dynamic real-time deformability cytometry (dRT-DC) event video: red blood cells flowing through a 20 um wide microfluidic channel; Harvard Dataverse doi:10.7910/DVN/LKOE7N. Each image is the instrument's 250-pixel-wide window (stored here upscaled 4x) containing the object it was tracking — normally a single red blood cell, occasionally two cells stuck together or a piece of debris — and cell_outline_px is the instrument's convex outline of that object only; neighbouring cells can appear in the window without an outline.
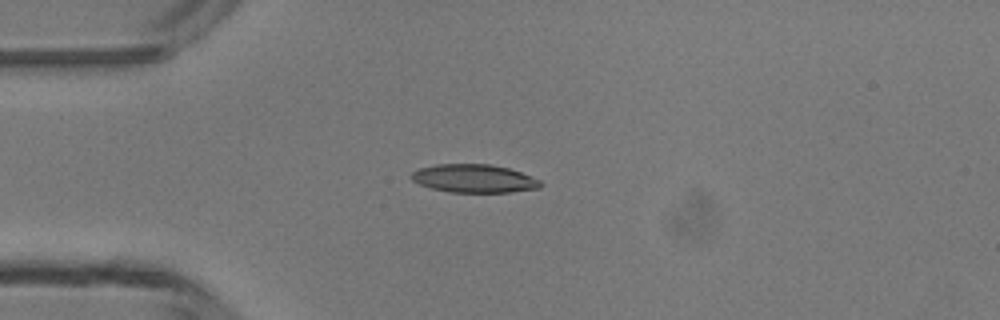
{"species": "common noctule bat (a hibernating species)", "species_latin": "Nyctalus noctula", "temperature_condition": "room temperature", "stored_images_in_passage": 5, "camera_frame_rate_fps": 3000, "um_per_image_px": 0.085, "animal": {"sex": "male", "body_mass_g": 13.3}, "frame": {"image": 1, "passage_image": 4, "time_ms": 3.667, "image_size_px": [1000, 320], "cell_outline_px": [[544, 184], [540, 188], [508, 192], [448, 192], [432, 188], [420, 184], [412, 180], [408, 176], [412, 172], [420, 168], [436, 164], [488, 164], [508, 168], [520, 172], [540, 180]], "centroid_in_image_um": [40.28, 15.17], "position_along_channel_um": 44.7, "area_um2": 21.21}}